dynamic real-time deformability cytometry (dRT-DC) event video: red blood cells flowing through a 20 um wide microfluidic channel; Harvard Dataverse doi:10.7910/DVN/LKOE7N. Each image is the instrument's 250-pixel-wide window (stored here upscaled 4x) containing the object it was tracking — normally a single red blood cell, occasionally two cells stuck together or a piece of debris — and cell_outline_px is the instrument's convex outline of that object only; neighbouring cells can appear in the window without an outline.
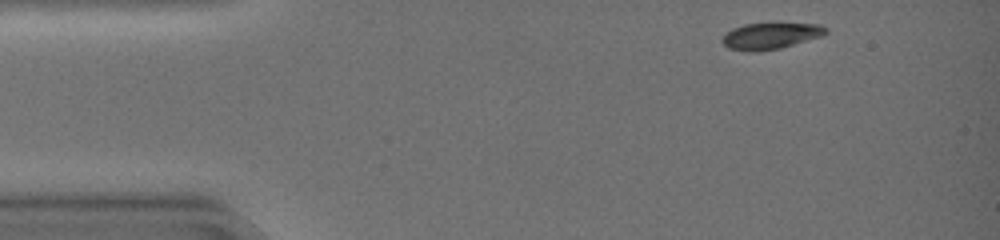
{"species": "common noctule bat (a hibernating species)", "species_latin": "Nyctalus noctula", "temperature_condition": "warm", "stored_images_in_passage": 38, "camera_frame_rate_fps": 3000, "um_per_image_px": 0.085, "animal": {"sex": "female", "body_mass_g": 19.0, "forearm_length_mm": 51.5}, "frame": {"image": 1, "passage_image": 1, "time_ms": 0.0, "image_size_px": [1000, 240], "cell_outline_px": [[828, 32], [820, 36], [780, 48], [756, 52], [748, 52], [728, 48], [720, 40], [724, 32], [732, 28], [744, 24], [768, 20], [780, 20], [820, 24], [828, 28]], "centroid_in_image_um": [65.48, 2.97], "position_along_channel_um": 19.5, "area_um2": 17.11}}
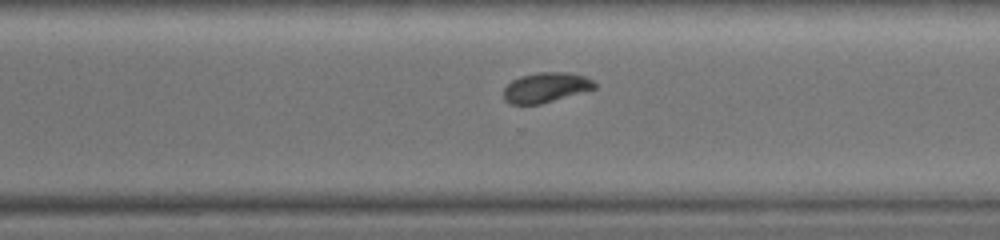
{"frame": {"image": 2, "passage_image": 28, "time_ms": 9.0, "image_size_px": [1000, 240], "cell_outline_px": [[596, 88], [540, 104], [508, 104], [504, 100], [504, 88], [512, 80], [520, 76], [540, 72], [568, 72], [584, 76], [592, 80], [596, 84]], "centroid_in_image_um": [46.37, 7.43], "position_along_channel_um": 324.2, "area_um2": 15.78}}
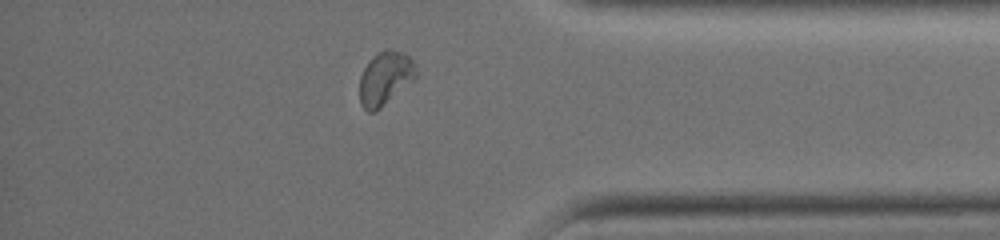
{"frame": {"image": 3, "passage_image": 34, "time_ms": 11.0, "image_size_px": [1000, 240], "cell_outline_px": [[416, 80], [376, 112], [368, 112], [360, 104], [360, 76], [368, 60], [372, 56], [380, 52], [404, 52], [412, 60], [416, 68]], "centroid_in_image_um": [32.75, 6.71], "position_along_channel_um": 402.5, "area_um2": 17.63}, "authors_computed_cell_mechanics": {"area_um2": 17.1088, "velocity_mm_per_s": 4.2876, "shape_relaxation_time_tau1_ms": 4.0729, "shape_relaxation_time_tau2_ms": null, "deformation_change_tau1": 0.1546, "deformation_change_tau2": null}}